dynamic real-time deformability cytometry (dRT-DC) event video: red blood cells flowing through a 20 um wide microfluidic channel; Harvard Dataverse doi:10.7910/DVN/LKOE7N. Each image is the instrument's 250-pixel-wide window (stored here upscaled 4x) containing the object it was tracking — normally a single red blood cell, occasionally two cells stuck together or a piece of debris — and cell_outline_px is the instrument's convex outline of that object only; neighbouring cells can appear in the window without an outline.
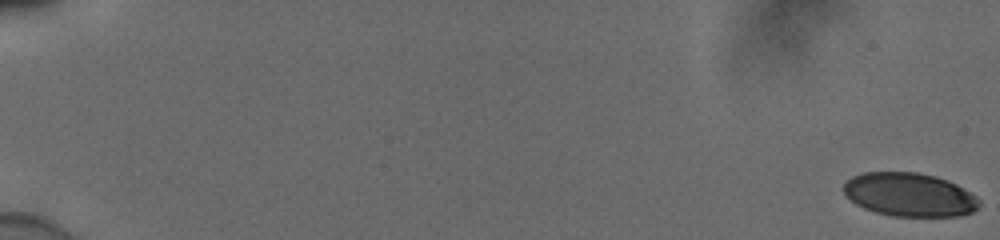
{"species": "human", "species_latin": "Homo sapiens", "temperature_condition": "cold", "stored_images_in_passage": 56, "camera_frame_rate_fps": 3000, "um_per_image_px": 0.085, "donor": {"sex": "male"}, "frame": {"image": 1, "passage_image": 1, "time_ms": 0.0, "image_size_px": [1000, 240], "cell_outline_px": [[980, 204], [972, 212], [960, 216], [892, 216], [876, 212], [864, 208], [856, 204], [844, 192], [844, 184], [852, 176], [864, 172], [916, 172], [936, 176], [948, 180], [956, 184], [976, 196], [980, 200]], "centroid_in_image_um": [77.32, 16.54], "position_along_channel_um": 7.7, "area_um2": 34.33}}
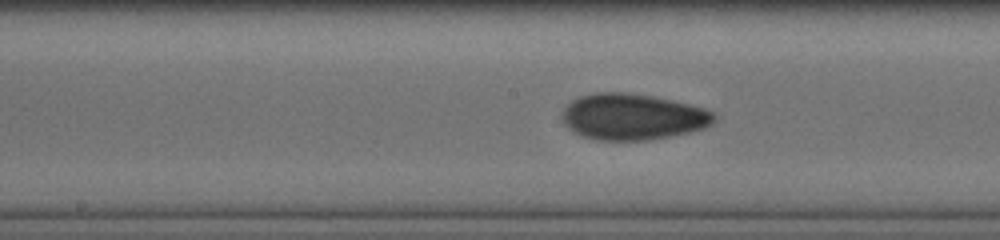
{"frame": {"image": 2, "passage_image": 32, "time_ms": 10.333, "image_size_px": [1000, 240], "cell_outline_px": [[716, 120], [712, 124], [704, 128], [688, 132], [648, 140], [596, 140], [572, 132], [564, 124], [560, 116], [564, 108], [572, 100], [580, 96], [596, 92], [628, 92], [652, 96], [672, 100], [704, 108], [716, 112]], "centroid_in_image_um": [53.76, 9.92], "position_along_channel_um": 194.4, "area_um2": 41.1}}
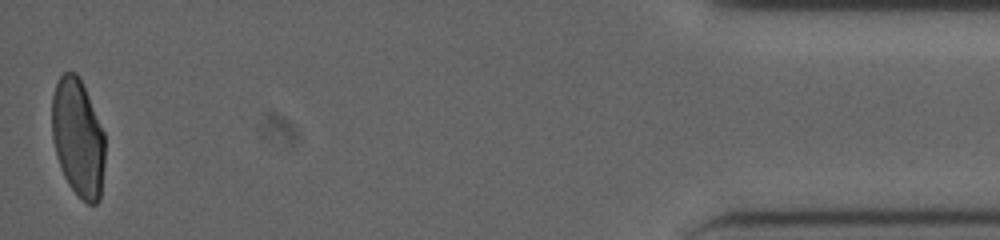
{"frame": {"image": 3, "passage_image": 56, "time_ms": 18.333, "image_size_px": [1000, 240], "cell_outline_px": [[104, 164], [100, 200], [96, 204], [88, 204], [68, 184], [60, 168], [56, 156], [52, 136], [52, 96], [56, 80], [64, 72], [76, 72], [88, 96], [104, 132]], "centroid_in_image_um": [6.61, 11.71], "position_along_channel_um": 428.6, "area_um2": 36.36}, "authors_computed_cell_mechanics": {"area_um2": 38.2925, "velocity_mm_per_s": 3.8809, "shape_relaxation_time_tau1_ms": 9.5074, "shape_relaxation_time_tau2_ms": 1.6441, "deformation_change_tau1": 0.2114, "deformation_change_tau2": 0.0574}}